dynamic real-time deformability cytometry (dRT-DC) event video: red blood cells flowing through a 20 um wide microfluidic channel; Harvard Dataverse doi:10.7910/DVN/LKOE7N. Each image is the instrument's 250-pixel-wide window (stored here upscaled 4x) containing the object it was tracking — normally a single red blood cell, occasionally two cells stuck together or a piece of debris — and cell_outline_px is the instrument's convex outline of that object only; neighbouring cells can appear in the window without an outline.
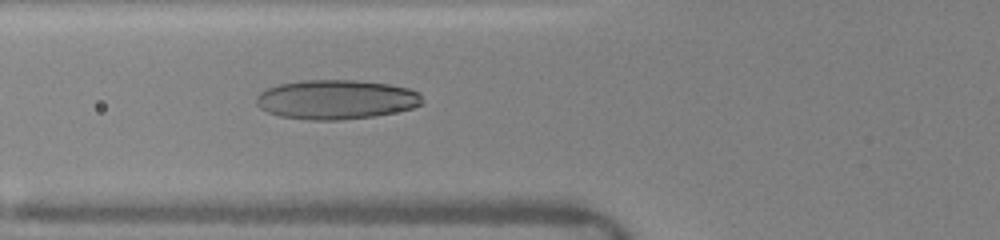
{"species": "human", "species_latin": "Homo sapiens", "temperature_condition": "warm", "stored_images_in_passage": 27, "camera_frame_rate_fps": 3000, "um_per_image_px": 0.085, "donor": {"sex": "female"}, "frame": {"image": 1, "passage_image": 5, "time_ms": 1.333, "image_size_px": [1000, 240], "cell_outline_px": [[424, 104], [412, 108], [372, 116], [340, 120], [308, 120], [280, 116], [268, 112], [260, 108], [256, 104], [256, 96], [260, 92], [268, 88], [280, 84], [304, 80], [356, 80], [388, 84], [408, 88], [420, 92], [424, 100]], "centroid_in_image_um": [28.59, 8.46], "position_along_channel_um": 97.2, "area_um2": 38.15}}
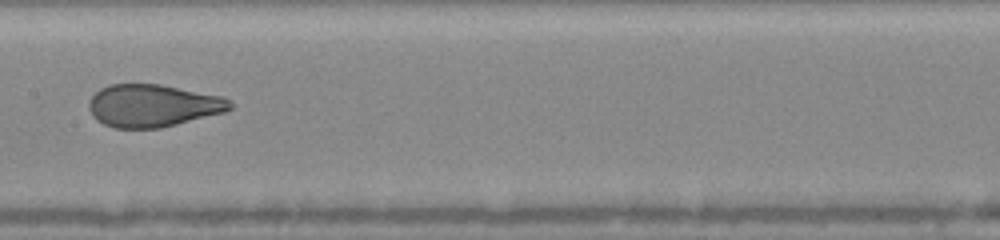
{"frame": {"image": 2, "passage_image": 11, "time_ms": 3.667, "image_size_px": [1000, 240], "cell_outline_px": [[232, 108], [224, 112], [160, 128], [112, 128], [96, 120], [92, 116], [88, 108], [88, 100], [100, 88], [108, 84], [160, 84], [224, 96], [232, 104]], "centroid_in_image_um": [12.95, 8.97], "position_along_channel_um": 194.4, "area_um2": 35.14}}
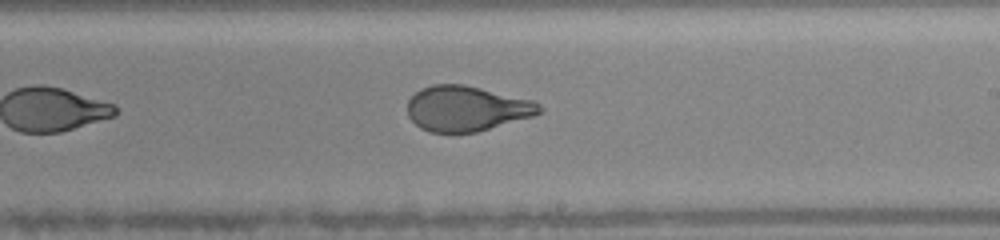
{"frame": {"image": 3, "passage_image": 15, "time_ms": 5.0, "image_size_px": [1000, 240], "cell_outline_px": [[544, 108], [540, 112], [532, 116], [476, 132], [428, 132], [420, 128], [408, 116], [408, 100], [420, 88], [432, 84], [464, 84], [532, 100], [540, 104]], "centroid_in_image_um": [39.63, 9.22], "position_along_channel_um": 249.4, "area_um2": 34.62}, "authors_computed_cell_mechanics": {"area_um2": 36.8186, "velocity_mm_per_s": 4.145, "shape_relaxation_time_tau1_ms": 4.8905, "shape_relaxation_time_tau2_ms": 0.7134, "deformation_change_tau1": 0.227, "deformation_change_tau2": 0.0782}}